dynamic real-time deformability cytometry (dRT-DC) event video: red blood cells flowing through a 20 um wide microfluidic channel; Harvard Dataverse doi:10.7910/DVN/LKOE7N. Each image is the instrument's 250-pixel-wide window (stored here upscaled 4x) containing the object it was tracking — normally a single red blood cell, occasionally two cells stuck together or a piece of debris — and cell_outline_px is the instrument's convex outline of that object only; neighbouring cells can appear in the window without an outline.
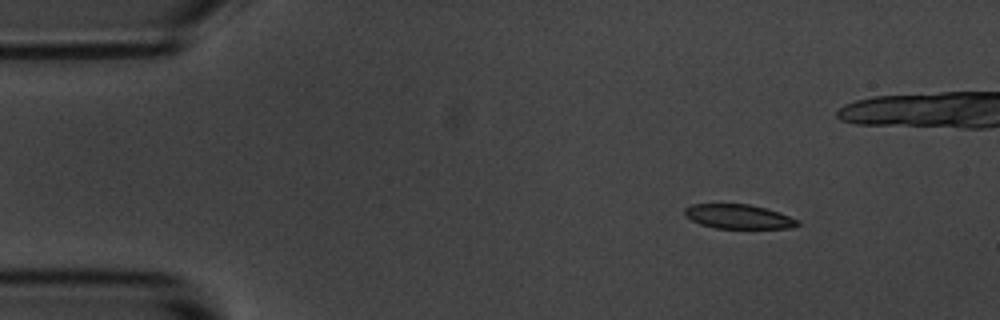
{"species": "common noctule bat (a hibernating species)", "species_latin": "Nyctalus noctula", "temperature_condition": "room temperature", "stored_images_in_passage": 7, "camera_frame_rate_fps": 3000, "um_per_image_px": 0.085, "animal": {"sex": "male", "body_mass_g": 20.1, "forearm_length_mm": 53.5}, "frame": {"image": 1, "passage_image": 1, "time_ms": 0.0, "image_size_px": [1000, 320], "cell_outline_px": [[800, 224], [788, 228], [716, 228], [700, 224], [684, 216], [684, 208], [692, 204], [748, 204], [764, 208], [800, 220]], "centroid_in_image_um": [62.73, 18.41], "position_along_channel_um": 22.3, "area_um2": 15.84}}
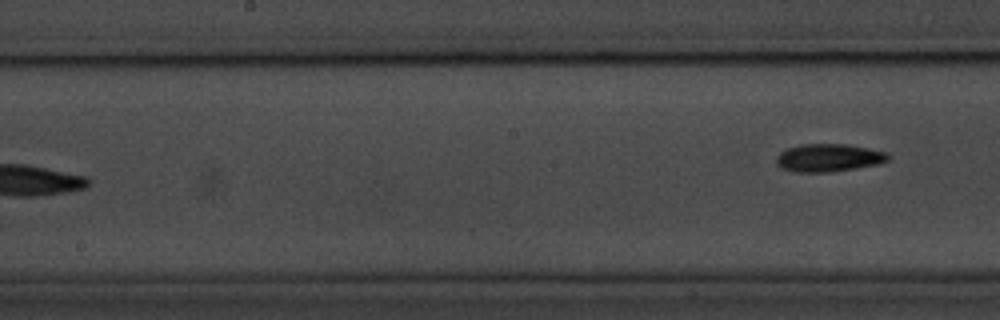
{"frame": {"image": 2, "passage_image": 7, "time_ms": 8.0, "image_size_px": [1000, 320], "cell_outline_px": [[888, 160], [876, 164], [828, 172], [796, 172], [780, 168], [776, 164], [776, 156], [780, 152], [788, 148], [800, 144], [844, 144], [868, 148], [884, 152], [888, 156]], "centroid_in_image_um": [70.34, 13.41], "position_along_channel_um": 177.9, "area_um2": 17.86}}